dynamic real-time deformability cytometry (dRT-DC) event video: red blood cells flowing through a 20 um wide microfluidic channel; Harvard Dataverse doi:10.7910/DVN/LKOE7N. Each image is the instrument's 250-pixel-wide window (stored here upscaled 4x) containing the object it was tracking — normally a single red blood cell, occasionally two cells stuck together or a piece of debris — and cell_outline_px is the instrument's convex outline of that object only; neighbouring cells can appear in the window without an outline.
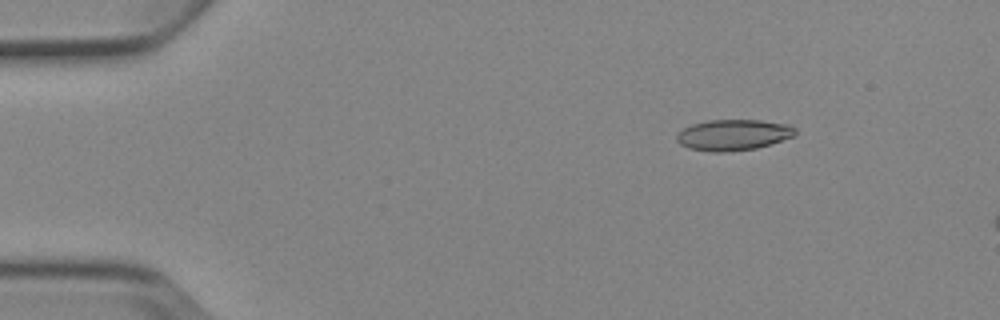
{"species": "Egyptian fruit bat (a non-hibernating species)", "species_latin": "Rousettus aegyptiacus", "temperature_condition": "cold", "stored_images_in_passage": 5, "camera_frame_rate_fps": 3000, "um_per_image_px": 0.085, "animal": {"sex": "female"}, "frame": {"image": 1, "passage_image": 3, "time_ms": 2.333, "image_size_px": [1000, 320], "cell_outline_px": [[796, 136], [756, 148], [724, 152], [712, 152], [688, 148], [680, 144], [676, 140], [676, 136], [684, 128], [692, 124], [708, 120], [760, 120], [788, 124], [796, 128]], "centroid_in_image_um": [62.34, 11.46], "position_along_channel_um": 22.7, "area_um2": 21.39}}